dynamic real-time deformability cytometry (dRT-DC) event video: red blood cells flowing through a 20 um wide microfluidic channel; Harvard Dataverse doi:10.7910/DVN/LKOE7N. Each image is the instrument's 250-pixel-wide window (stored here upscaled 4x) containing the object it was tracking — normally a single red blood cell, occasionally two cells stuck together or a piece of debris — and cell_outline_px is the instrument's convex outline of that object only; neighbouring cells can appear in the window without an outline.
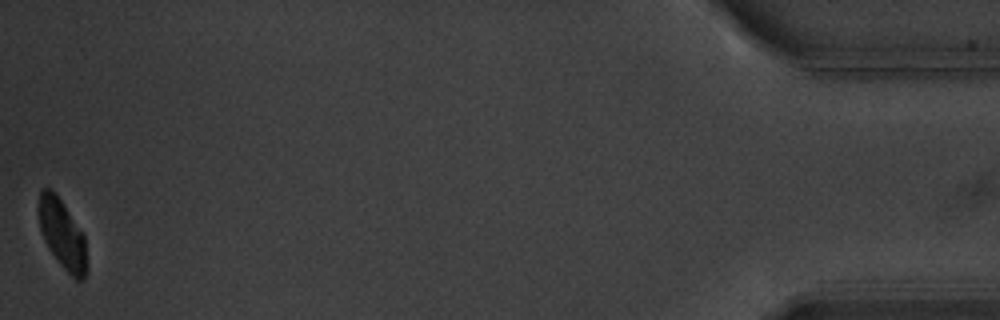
{"species": "common noctule bat (a hibernating species)", "species_latin": "Nyctalus noctula", "temperature_condition": "warm", "stored_images_in_passage": 14, "camera_frame_rate_fps": 3000, "um_per_image_px": 0.085, "animal": {"sex": "male", "body_mass_g": 20.1, "forearm_length_mm": 53.5}, "frame": {"image": 1, "passage_image": 14, "time_ms": 17.333, "image_size_px": [1000, 320], "cell_outline_px": [[88, 268], [84, 280], [76, 280], [60, 264], [48, 248], [44, 240], [40, 228], [40, 188], [52, 188], [84, 236]], "centroid_in_image_um": [5.32, 19.97], "position_along_channel_um": 429.9, "area_um2": 18.96}, "authors_computed_cell_mechanics": {"area_um2": 22.1952, "velocity_mm_per_s": 3.5489, "shape_relaxation_time_tau1_ms": 2.0443, "shape_relaxation_time_tau2_ms": 5.0511, "deformation_change_tau1": 0.113, "deformation_change_tau2": 0.072}}